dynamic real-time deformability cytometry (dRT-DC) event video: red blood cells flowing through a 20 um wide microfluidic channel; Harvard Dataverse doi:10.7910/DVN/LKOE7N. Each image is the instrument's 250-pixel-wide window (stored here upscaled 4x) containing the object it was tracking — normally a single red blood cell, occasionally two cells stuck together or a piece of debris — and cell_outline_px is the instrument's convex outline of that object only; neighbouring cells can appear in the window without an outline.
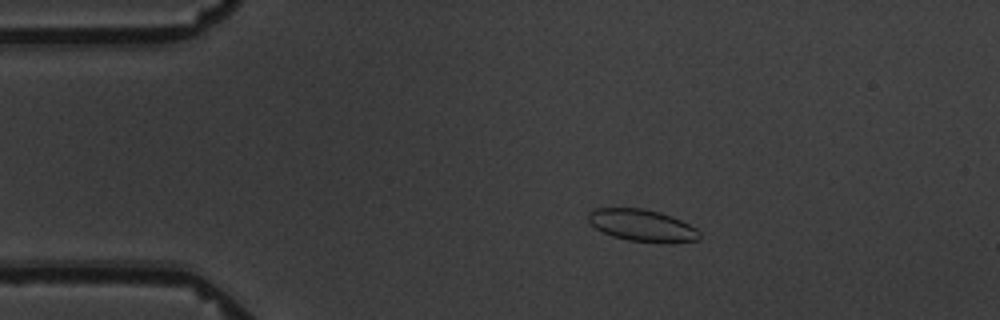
{"species": "common noctule bat (a hibernating species)", "species_latin": "Nyctalus noctula", "temperature_condition": "warm", "stored_images_in_passage": 7, "camera_frame_rate_fps": 3000, "um_per_image_px": 0.085, "animal": {"sex": "male", "body_mass_g": 19.5, "forearm_length_mm": 54.6}, "frame": {"image": 1, "passage_image": 3, "time_ms": 2.333, "image_size_px": [1000, 320], "cell_outline_px": [[700, 240], [628, 240], [612, 236], [596, 228], [588, 220], [588, 212], [592, 208], [644, 208], [660, 212], [672, 216], [696, 228], [700, 232]], "centroid_in_image_um": [54.51, 19.1], "position_along_channel_um": 30.5, "area_um2": 19.94}}
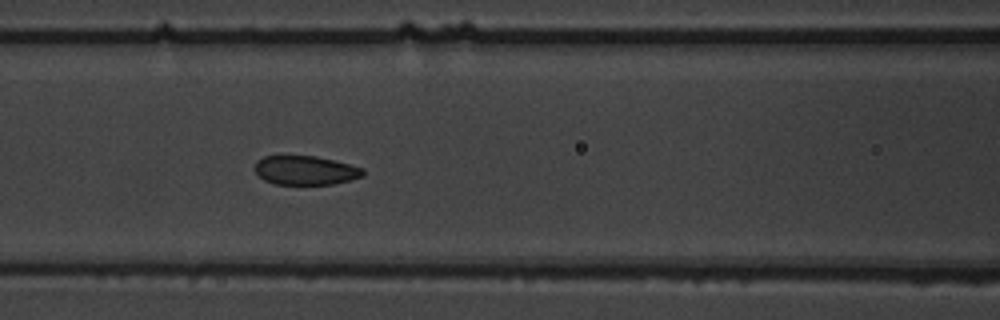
{"frame": {"image": 2, "passage_image": 7, "time_ms": 7.0, "image_size_px": [1000, 320], "cell_outline_px": [[364, 176], [332, 184], [276, 184], [264, 180], [252, 168], [256, 160], [264, 156], [316, 156], [364, 168]], "centroid_in_image_um": [25.92, 14.47], "position_along_channel_um": 140.7, "area_um2": 18.26}}